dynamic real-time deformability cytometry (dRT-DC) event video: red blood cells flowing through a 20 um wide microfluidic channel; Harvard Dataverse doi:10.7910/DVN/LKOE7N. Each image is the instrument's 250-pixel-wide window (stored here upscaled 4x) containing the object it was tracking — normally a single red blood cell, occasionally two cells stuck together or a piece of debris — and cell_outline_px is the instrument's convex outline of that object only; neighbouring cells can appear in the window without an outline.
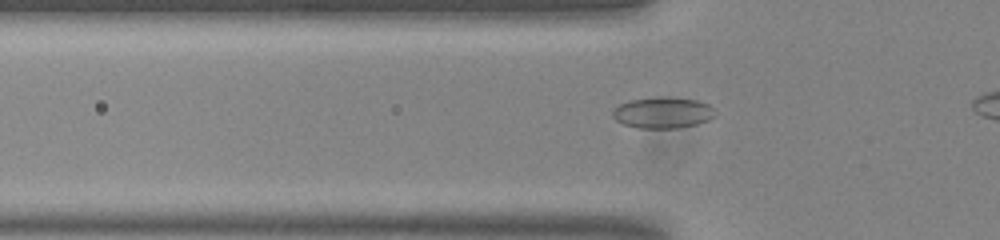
{"species": "common noctule bat (a hibernating species)", "species_latin": "Nyctalus noctula", "temperature_condition": "room temperature", "stored_images_in_passage": 37, "camera_frame_rate_fps": 3000, "um_per_image_px": 0.085, "animal": {"sex": "male", "body_mass_g": 20.0, "forearm_length_mm": 53.3}, "frame": {"image": 1, "passage_image": 11, "time_ms": 3.333, "image_size_px": [1000, 240], "cell_outline_px": [[716, 116], [708, 120], [696, 124], [676, 128], [640, 128], [624, 124], [616, 120], [612, 116], [612, 108], [628, 100], [656, 96], [660, 96], [696, 100], [708, 104], [716, 112]], "centroid_in_image_um": [56.31, 9.56], "position_along_channel_um": 69.5, "area_um2": 18.73}}
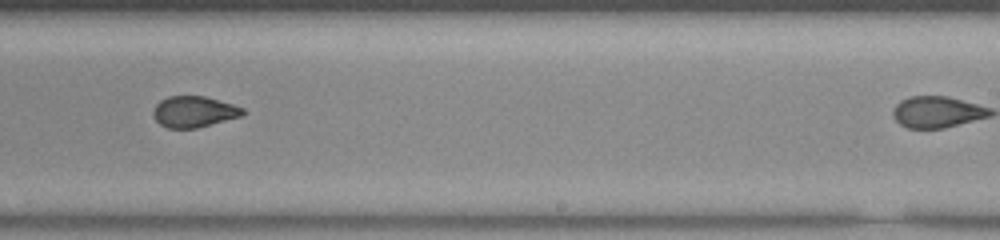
{"frame": {"image": 2, "passage_image": 27, "time_ms": 8.667, "image_size_px": [1000, 240], "cell_outline_px": [[244, 116], [196, 128], [168, 128], [160, 124], [156, 120], [152, 112], [156, 104], [160, 100], [168, 96], [204, 96], [232, 104], [244, 108]], "centroid_in_image_um": [16.49, 9.5], "position_along_channel_um": 272.5, "area_um2": 16.24}}
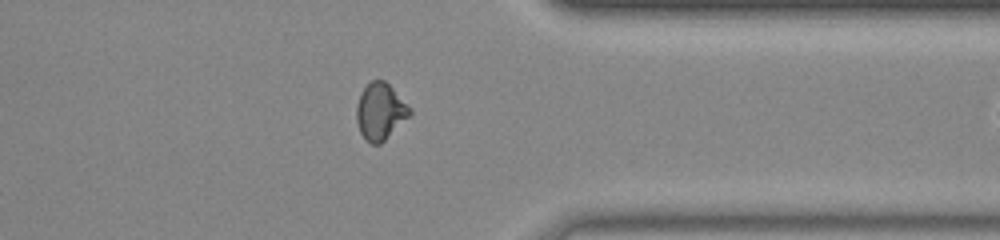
{"frame": {"image": 3, "passage_image": 36, "time_ms": 11.667, "image_size_px": [1000, 240], "cell_outline_px": [[412, 112], [380, 144], [372, 144], [360, 132], [356, 120], [356, 104], [360, 92], [372, 80], [384, 80], [412, 108]], "centroid_in_image_um": [32.3, 9.45], "position_along_channel_um": 379.1, "area_um2": 17.28}}